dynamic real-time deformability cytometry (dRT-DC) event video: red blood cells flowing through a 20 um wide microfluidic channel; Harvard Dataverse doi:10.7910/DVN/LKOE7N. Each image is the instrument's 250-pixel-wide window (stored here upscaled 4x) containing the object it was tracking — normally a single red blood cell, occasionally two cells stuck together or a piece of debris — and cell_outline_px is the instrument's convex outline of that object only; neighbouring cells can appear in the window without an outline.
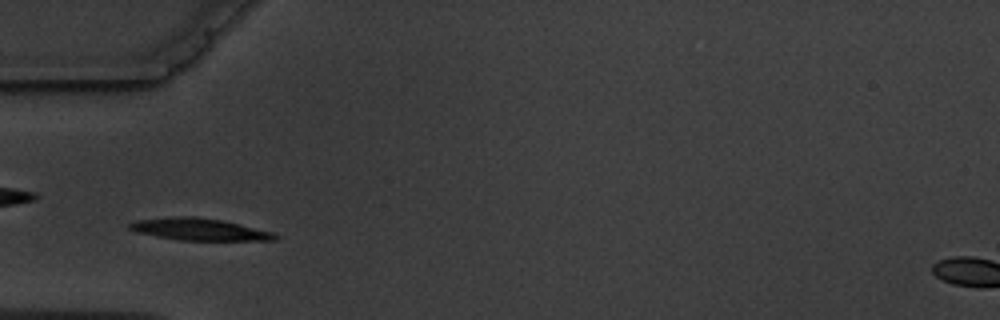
{"species": "common noctule bat (a hibernating species)", "species_latin": "Nyctalus noctula", "temperature_condition": "warm", "stored_images_in_passage": 8, "camera_frame_rate_fps": 3000, "um_per_image_px": 0.085, "animal": {"sex": "male", "body_mass_g": 19.5, "forearm_length_mm": 54.6}, "frame": {"image": 1, "passage_image": 3, "time_ms": 2.333, "image_size_px": [1000, 320], "cell_outline_px": [[276, 240], [176, 240], [136, 232], [128, 228], [128, 224], [136, 220], [176, 216], [192, 216], [220, 220], [240, 224], [272, 232], [276, 236]], "centroid_in_image_um": [16.87, 19.49], "position_along_channel_um": 68.1, "area_um2": 18.44}}
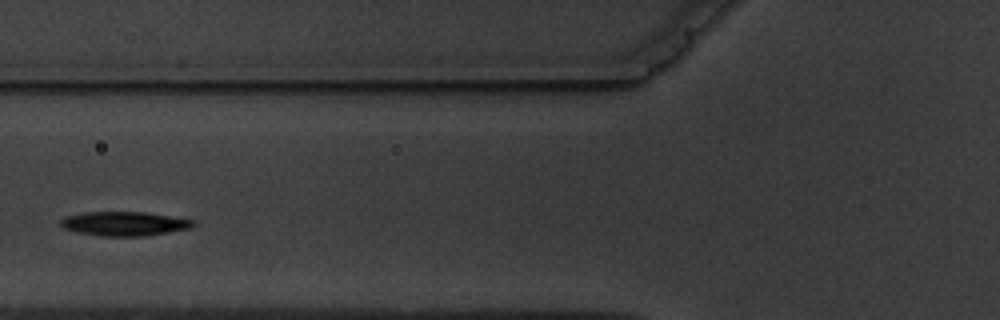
{"frame": {"image": 2, "passage_image": 4, "time_ms": 3.667, "image_size_px": [1000, 320], "cell_outline_px": [[196, 224], [192, 228], [144, 236], [100, 236], [76, 232], [64, 228], [60, 224], [60, 220], [64, 216], [84, 212], [144, 212], [196, 220]], "centroid_in_image_um": [10.57, 19.01], "position_along_channel_um": 115.2, "area_um2": 18.79}}
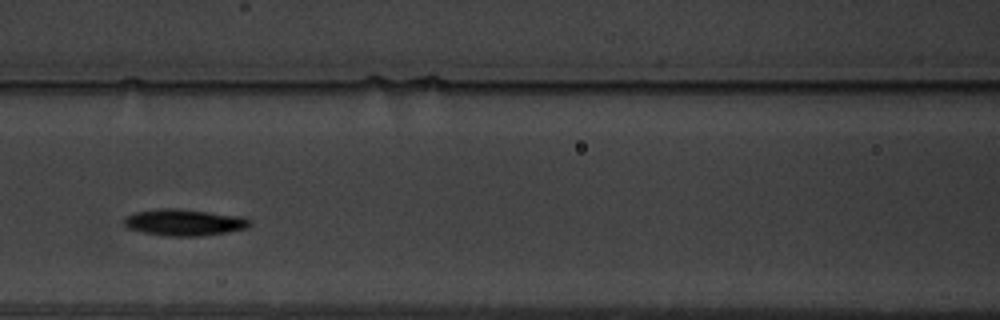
{"frame": {"image": 3, "passage_image": 5, "time_ms": 4.667, "image_size_px": [1000, 320], "cell_outline_px": [[252, 224], [248, 228], [228, 232], [200, 236], [164, 236], [144, 232], [128, 228], [124, 224], [124, 220], [128, 216], [136, 212], [160, 208], [176, 208], [244, 216], [252, 220]], "centroid_in_image_um": [15.73, 18.9], "position_along_channel_um": 150.9, "area_um2": 19.54}}